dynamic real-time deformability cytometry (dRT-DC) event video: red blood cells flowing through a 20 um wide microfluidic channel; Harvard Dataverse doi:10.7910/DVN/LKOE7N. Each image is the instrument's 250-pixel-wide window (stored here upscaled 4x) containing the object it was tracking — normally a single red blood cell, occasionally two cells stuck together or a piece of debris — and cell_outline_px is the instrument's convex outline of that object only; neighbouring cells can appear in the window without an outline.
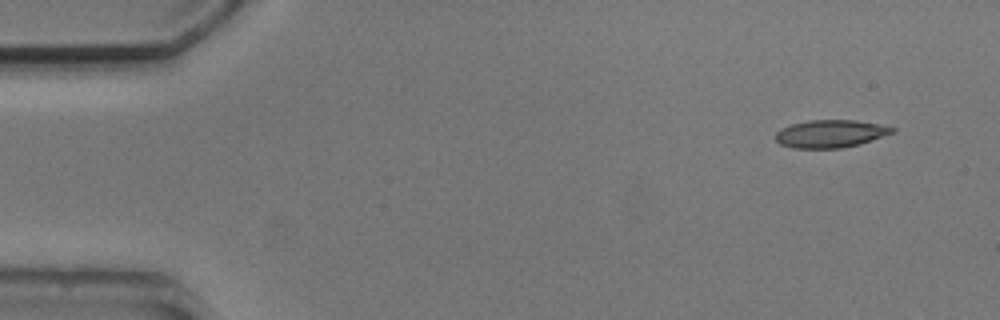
{"species": "common noctule bat (a hibernating species)", "species_latin": "Nyctalus noctula", "temperature_condition": "cold", "stored_images_in_passage": 4, "camera_frame_rate_fps": 3000, "um_per_image_px": 0.085, "animal": {"sex": "male", "body_mass_g": 20.5, "forearm_length_mm": 52.5}, "frame": {"image": 1, "passage_image": 1, "time_ms": 0.0, "image_size_px": [1000, 320], "cell_outline_px": [[896, 132], [860, 144], [840, 148], [792, 148], [780, 144], [776, 140], [776, 132], [780, 128], [792, 124], [808, 120], [856, 120], [896, 128]], "centroid_in_image_um": [70.58, 11.37], "position_along_channel_um": 14.4, "area_um2": 18.84}}
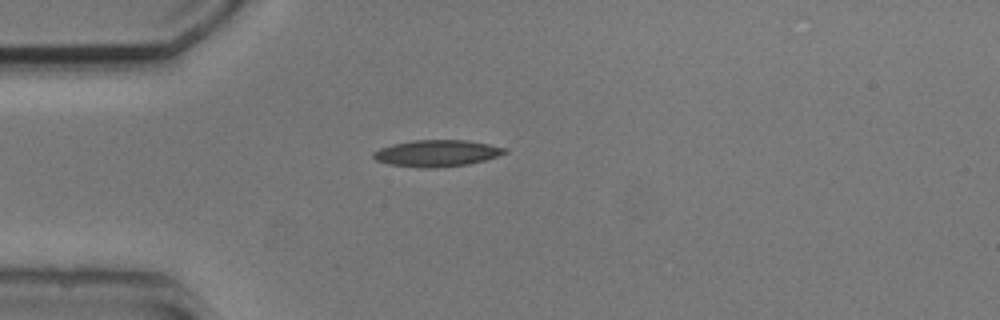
{"frame": {"image": 2, "passage_image": 4, "time_ms": 3.333, "image_size_px": [1000, 320], "cell_outline_px": [[508, 152], [484, 160], [468, 164], [436, 168], [420, 168], [388, 164], [376, 160], [372, 156], [372, 152], [380, 148], [392, 144], [412, 140], [464, 140], [488, 144], [508, 148]], "centroid_in_image_um": [37.1, 13.03], "position_along_channel_um": 47.9, "area_um2": 20.4}}